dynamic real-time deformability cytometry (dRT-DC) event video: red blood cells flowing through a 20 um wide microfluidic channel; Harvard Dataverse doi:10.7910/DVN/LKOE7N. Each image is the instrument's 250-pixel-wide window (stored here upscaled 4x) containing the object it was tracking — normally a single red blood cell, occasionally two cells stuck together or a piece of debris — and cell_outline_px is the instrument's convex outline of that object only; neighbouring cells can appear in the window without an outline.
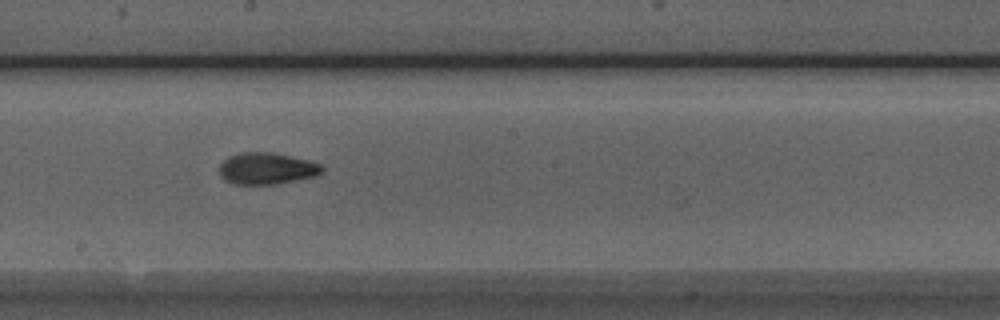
{"species": "Egyptian fruit bat (a non-hibernating species)", "species_latin": "Rousettus aegyptiacus", "temperature_condition": "room temperature", "stored_images_in_passage": 14, "camera_frame_rate_fps": 3000, "um_per_image_px": 0.085, "animal": {"sex": "male"}, "frame": {"image": 1, "passage_image": 8, "time_ms": 2.333, "image_size_px": [1000, 320], "cell_outline_px": [[324, 168], [316, 176], [276, 184], [232, 184], [224, 180], [220, 176], [220, 164], [228, 156], [244, 152], [272, 152], [308, 160], [320, 164]], "centroid_in_image_um": [22.64, 14.32], "position_along_channel_um": 225.6, "area_um2": 18.9}}
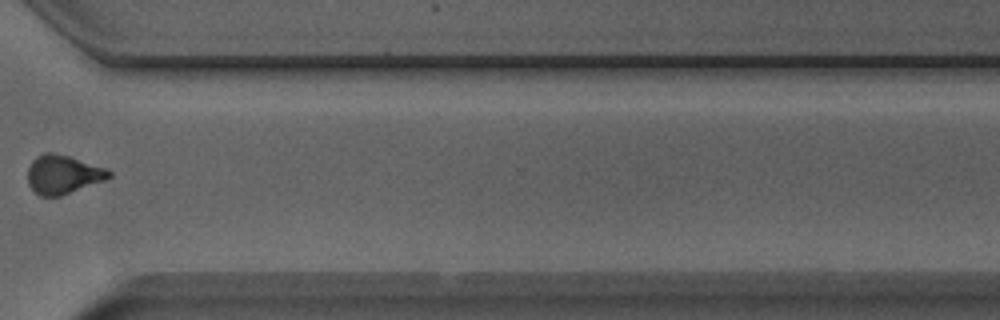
{"frame": {"image": 2, "passage_image": 11, "time_ms": 3.333, "image_size_px": [1000, 320], "cell_outline_px": [[112, 176], [104, 180], [60, 196], [40, 196], [28, 184], [28, 168], [32, 160], [36, 156], [44, 152], [52, 152], [68, 156], [108, 168], [112, 172]], "centroid_in_image_um": [5.36, 14.81], "position_along_channel_um": 365.2, "area_um2": 18.32}}
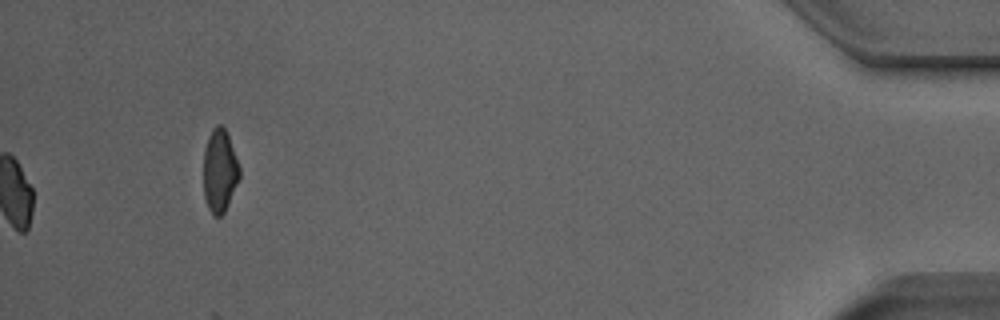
{"frame": {"image": 3, "passage_image": 14, "time_ms": 4.333, "image_size_px": [1000, 320], "cell_outline_px": [[240, 176], [228, 204], [224, 212], [220, 216], [212, 216], [208, 208], [204, 196], [204, 148], [208, 136], [212, 128], [216, 124], [220, 124], [224, 128], [228, 136], [240, 168]], "centroid_in_image_um": [18.66, 14.51], "position_along_channel_um": 416.5, "area_um2": 17.34}}